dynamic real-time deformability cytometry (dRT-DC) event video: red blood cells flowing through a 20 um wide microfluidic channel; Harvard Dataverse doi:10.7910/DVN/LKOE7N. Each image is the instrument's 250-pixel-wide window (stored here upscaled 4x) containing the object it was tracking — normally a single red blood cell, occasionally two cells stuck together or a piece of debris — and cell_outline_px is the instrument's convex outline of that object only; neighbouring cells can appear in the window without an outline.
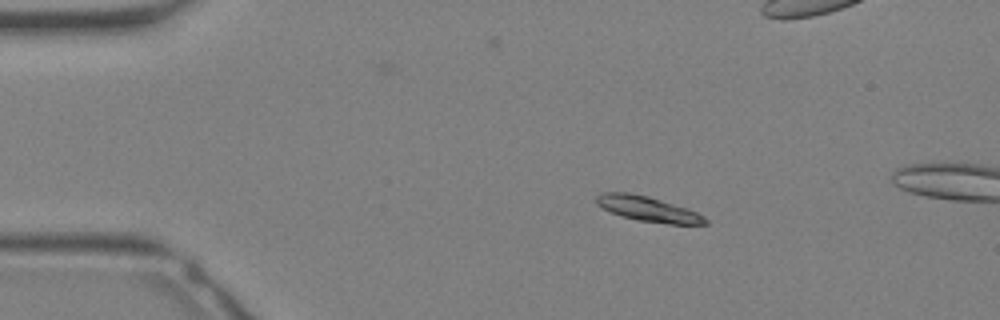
{"species": "Egyptian fruit bat (a non-hibernating species)", "species_latin": "Rousettus aegyptiacus", "temperature_condition": "warm", "stored_images_in_passage": 5, "camera_frame_rate_fps": 3000, "um_per_image_px": 0.085, "animal": {"sex": "female"}, "frame": {"image": 1, "passage_image": 1, "time_ms": 0.0, "image_size_px": [1000, 320], "cell_outline_px": [[708, 224], [668, 224], [636, 220], [620, 216], [596, 204], [596, 196], [600, 192], [628, 192], [648, 196], [688, 208], [704, 216], [708, 220]], "centroid_in_image_um": [55.08, 17.76], "position_along_channel_um": 29.9, "area_um2": 16.01}}